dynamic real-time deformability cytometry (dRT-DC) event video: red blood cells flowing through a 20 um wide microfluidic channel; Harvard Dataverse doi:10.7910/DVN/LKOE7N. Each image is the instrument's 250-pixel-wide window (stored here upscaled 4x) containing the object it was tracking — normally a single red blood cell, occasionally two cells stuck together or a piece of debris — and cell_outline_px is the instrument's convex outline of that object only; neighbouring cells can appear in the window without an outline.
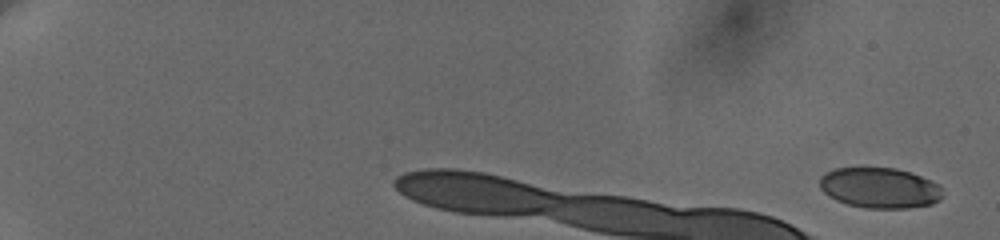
{"species": "human", "species_latin": "Homo sapiens", "temperature_condition": "cold", "stored_images_in_passage": 6, "camera_frame_rate_fps": 3000, "um_per_image_px": 0.085, "donor": {"sex": "female"}, "frame": {"image": 1, "passage_image": 1, "time_ms": 0.0, "image_size_px": [1000, 240], "cell_outline_px": [[940, 200], [932, 204], [908, 208], [864, 208], [848, 204], [836, 200], [824, 192], [820, 188], [820, 176], [824, 172], [836, 168], [896, 168], [920, 176], [940, 184]], "centroid_in_image_um": [74.75, 15.97], "position_along_channel_um": 10.3, "area_um2": 28.9}}